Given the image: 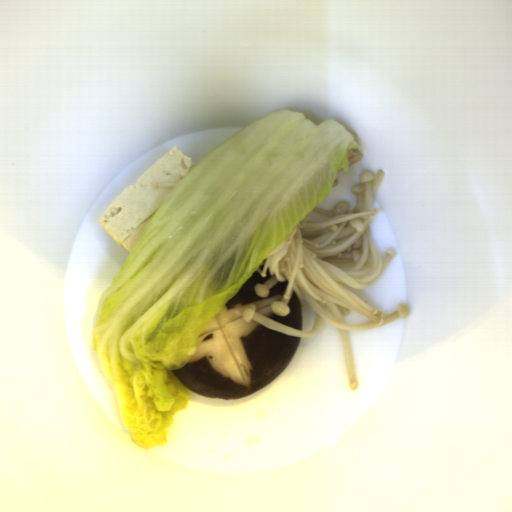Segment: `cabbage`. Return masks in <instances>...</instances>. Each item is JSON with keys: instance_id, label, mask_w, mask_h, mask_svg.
<instances>
[{"instance_id": "obj_1", "label": "cabbage", "mask_w": 512, "mask_h": 512, "mask_svg": "<svg viewBox=\"0 0 512 512\" xmlns=\"http://www.w3.org/2000/svg\"><path fill=\"white\" fill-rule=\"evenodd\" d=\"M349 149L362 151L338 120L278 108L207 152L155 212L97 302L92 339L137 445L167 443L193 396L172 370L348 173Z\"/></svg>"}]
</instances>
